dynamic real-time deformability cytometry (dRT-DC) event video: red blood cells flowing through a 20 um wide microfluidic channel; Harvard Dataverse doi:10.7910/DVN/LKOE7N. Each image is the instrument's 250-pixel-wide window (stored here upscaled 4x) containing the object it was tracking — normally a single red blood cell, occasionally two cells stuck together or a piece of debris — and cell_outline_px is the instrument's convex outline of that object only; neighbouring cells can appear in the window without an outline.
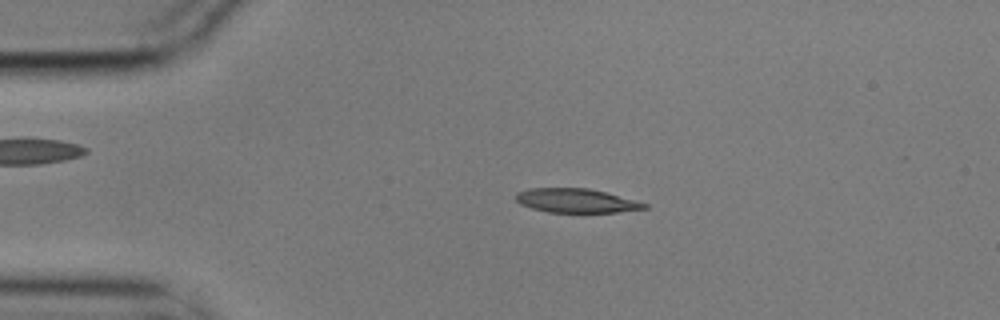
{"species": "common noctule bat (a hibernating species)", "species_latin": "Nyctalus noctula", "temperature_condition": "cold", "stored_images_in_passage": 4, "camera_frame_rate_fps": 3000, "um_per_image_px": 0.085, "animal": {"sex": "male", "body_mass_g": 17.9}, "frame": {"image": 1, "passage_image": 3, "time_ms": 0.667, "image_size_px": [1000, 320], "cell_outline_px": [[648, 208], [616, 212], [548, 212], [532, 208], [520, 204], [516, 200], [516, 192], [528, 188], [588, 188], [636, 200], [648, 204]], "centroid_in_image_um": [48.95, 17.05], "position_along_channel_um": 36.0, "area_um2": 17.92}}